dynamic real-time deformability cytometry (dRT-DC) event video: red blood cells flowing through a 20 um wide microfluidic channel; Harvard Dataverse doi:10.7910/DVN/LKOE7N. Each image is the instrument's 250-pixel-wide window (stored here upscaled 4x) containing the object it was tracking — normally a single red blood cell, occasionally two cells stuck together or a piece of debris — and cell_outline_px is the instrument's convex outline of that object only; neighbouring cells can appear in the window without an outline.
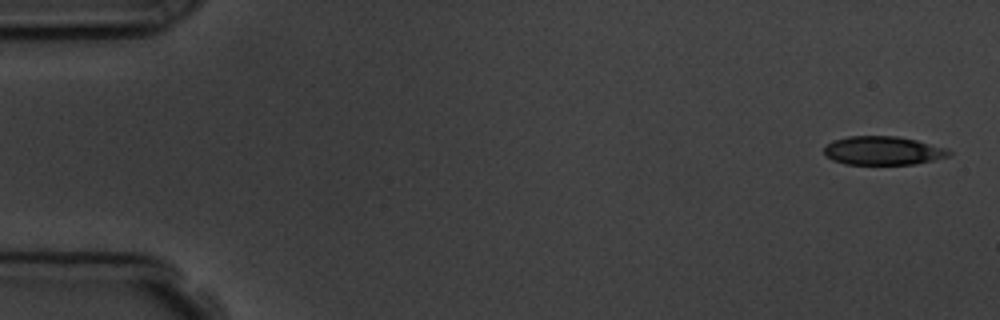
{"species": "common noctule bat (a hibernating species)", "species_latin": "Nyctalus noctula", "temperature_condition": "room temperature", "stored_images_in_passage": 5, "camera_frame_rate_fps": 3000, "um_per_image_px": 0.085, "animal": {"sex": "male", "body_mass_g": 19.5, "forearm_length_mm": 54.6}, "frame": {"image": 1, "passage_image": 1, "time_ms": 0.0, "image_size_px": [1000, 320], "cell_outline_px": [[952, 156], [912, 164], [844, 164], [832, 160], [824, 152], [824, 148], [832, 140], [848, 136], [896, 136], [916, 140], [948, 148], [952, 152]], "centroid_in_image_um": [75.08, 12.8], "position_along_channel_um": 9.9, "area_um2": 20.87}}
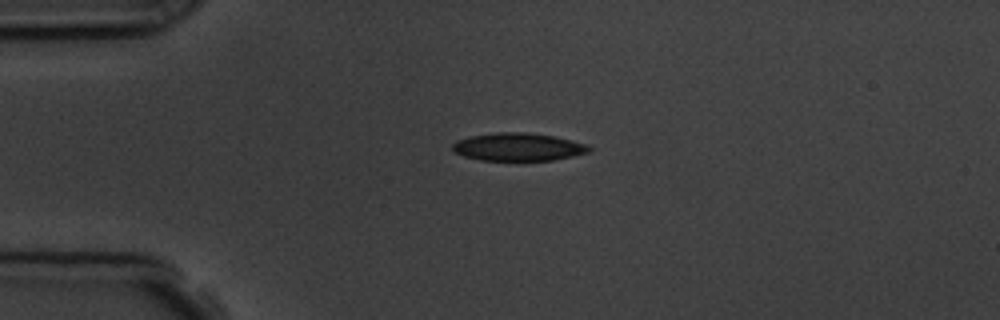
{"frame": {"image": 2, "passage_image": 4, "time_ms": 3.667, "image_size_px": [1000, 320], "cell_outline_px": [[592, 152], [552, 160], [480, 160], [464, 156], [456, 152], [452, 148], [452, 144], [456, 140], [472, 136], [496, 132], [524, 132], [556, 136], [588, 144], [592, 148]], "centroid_in_image_um": [44.09, 12.48], "position_along_channel_um": 40.9, "area_um2": 22.25}}